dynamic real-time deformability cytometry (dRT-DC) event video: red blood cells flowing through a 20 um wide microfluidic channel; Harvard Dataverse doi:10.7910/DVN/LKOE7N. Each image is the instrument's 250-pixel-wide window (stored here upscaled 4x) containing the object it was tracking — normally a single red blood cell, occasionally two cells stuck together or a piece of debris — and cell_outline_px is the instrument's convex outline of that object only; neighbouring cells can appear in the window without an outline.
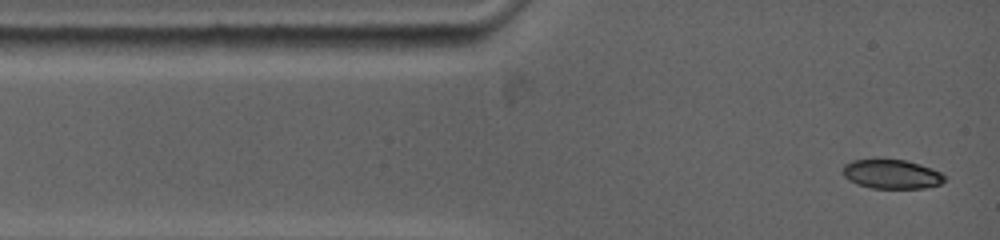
{"species": "common noctule bat (a hibernating species)", "species_latin": "Nyctalus noctula", "temperature_condition": "warm", "stored_images_in_passage": 54, "camera_frame_rate_fps": 5000, "um_per_image_px": 0.085, "animal": {"sex": "female", "body_mass_g": 19.0, "forearm_length_mm": 53.3}, "frame": {"image": 1, "passage_image": 1, "time_ms": 0.0, "image_size_px": [1000, 240], "cell_outline_px": [[948, 176], [940, 184], [924, 188], [872, 188], [856, 184], [848, 180], [840, 172], [844, 164], [852, 160], [904, 160], [920, 164], [932, 168]], "centroid_in_image_um": [75.77, 14.81], "position_along_channel_um": 9.2, "area_um2": 17.4}}
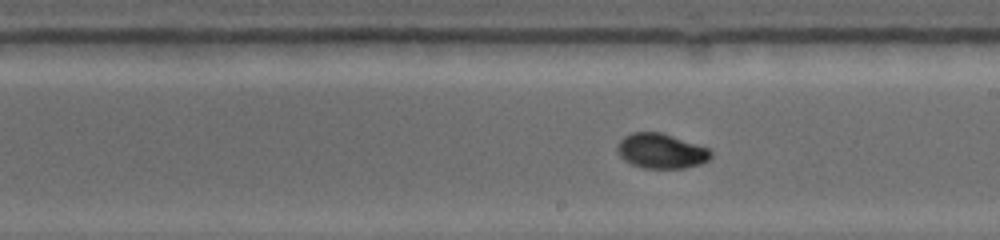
{"frame": {"image": 2, "passage_image": 23, "time_ms": 6.8, "image_size_px": [1000, 240], "cell_outline_px": [[712, 156], [708, 160], [700, 164], [684, 168], [644, 168], [632, 164], [624, 160], [616, 152], [616, 144], [624, 136], [632, 132], [660, 132], [708, 148], [712, 152]], "centroid_in_image_um": [56.16, 12.84], "position_along_channel_um": 232.8, "area_um2": 19.02}}
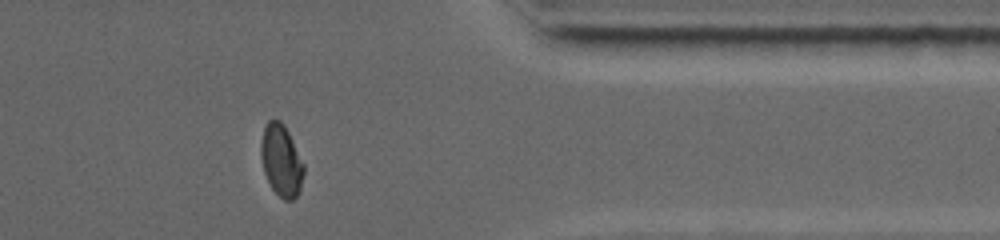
{"frame": {"image": 3, "passage_image": 46, "time_ms": 11.2, "image_size_px": [1000, 240], "cell_outline_px": [[304, 172], [300, 192], [292, 200], [284, 200], [272, 188], [264, 172], [260, 156], [260, 144], [264, 128], [268, 120], [280, 120], [284, 124], [304, 164]], "centroid_in_image_um": [23.91, 13.64], "position_along_channel_um": 387.5, "area_um2": 17.86}, "authors_computed_cell_mechanics": {"area_um2": 18.6983, "velocity_mm_per_s": 3.8746, "shape_relaxation_time_tau1_ms": 7.8851, "shape_relaxation_time_tau2_ms": null, "deformation_change_tau1": 0.2369, "deformation_change_tau2": null}}